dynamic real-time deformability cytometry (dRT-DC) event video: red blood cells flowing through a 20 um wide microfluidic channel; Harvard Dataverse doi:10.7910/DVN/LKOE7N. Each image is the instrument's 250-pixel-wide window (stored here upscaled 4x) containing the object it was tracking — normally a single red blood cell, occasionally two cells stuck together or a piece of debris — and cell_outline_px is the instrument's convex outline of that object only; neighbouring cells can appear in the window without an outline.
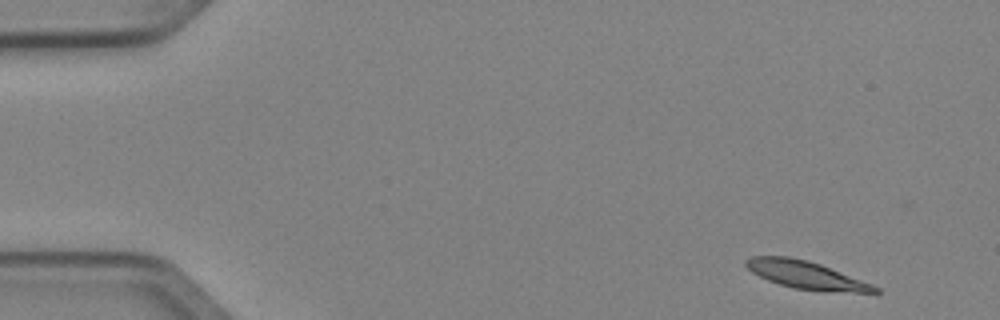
{"species": "Egyptian fruit bat (a non-hibernating species)", "species_latin": "Rousettus aegyptiacus", "temperature_condition": "cold", "stored_images_in_passage": 4, "camera_frame_rate_fps": 3000, "um_per_image_px": 0.085, "animal": {"sex": "female"}, "frame": {"image": 1, "passage_image": 1, "time_ms": 0.0, "image_size_px": [1000, 320], "cell_outline_px": [[880, 292], [824, 292], [796, 288], [780, 284], [768, 280], [752, 272], [744, 264], [744, 260], [752, 256], [788, 256], [808, 260], [820, 264], [872, 284], [880, 288]], "centroid_in_image_um": [68.51, 23.37], "position_along_channel_um": 16.5, "area_um2": 20.75}}
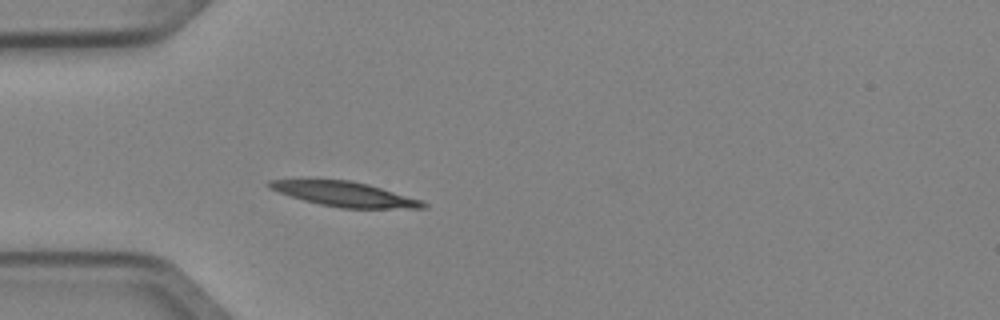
{"frame": {"image": 2, "passage_image": 4, "time_ms": 1.0, "image_size_px": [1000, 320], "cell_outline_px": [[428, 208], [340, 208], [320, 204], [304, 200], [268, 188], [264, 184], [268, 180], [352, 180], [368, 184], [420, 200], [428, 204]], "centroid_in_image_um": [29.28, 16.5], "position_along_channel_um": 55.7, "area_um2": 21.85}}